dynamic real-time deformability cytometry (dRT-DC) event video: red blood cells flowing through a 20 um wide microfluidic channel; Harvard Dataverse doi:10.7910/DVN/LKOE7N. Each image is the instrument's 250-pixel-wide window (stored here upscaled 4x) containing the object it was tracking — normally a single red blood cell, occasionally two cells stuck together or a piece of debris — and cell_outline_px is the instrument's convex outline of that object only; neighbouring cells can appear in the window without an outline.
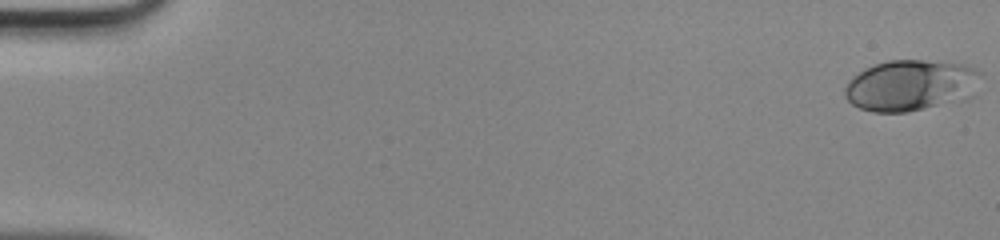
{"species": "human", "species_latin": "Homo sapiens", "temperature_condition": "room temperature", "stored_images_in_passage": 48, "camera_frame_rate_fps": 3000, "um_per_image_px": 0.085, "donor": {"sex": "male"}, "frame": {"image": 1, "passage_image": 1, "time_ms": 0.0, "image_size_px": [1000, 240], "cell_outline_px": [[984, 72], [972, 96], [964, 100], [908, 112], [872, 112], [860, 108], [852, 104], [844, 96], [844, 88], [848, 80], [852, 76], [864, 68], [888, 60], [924, 60], [964, 64]], "centroid_in_image_um": [77.43, 7.25], "position_along_channel_um": 7.6, "area_um2": 41.04}}
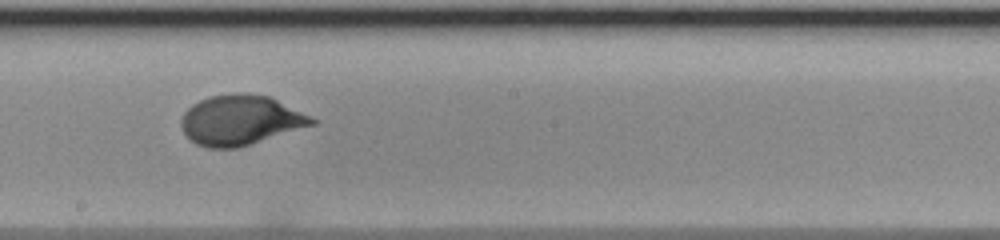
{"frame": {"image": 2, "passage_image": 28, "time_ms": 9.0, "image_size_px": [1000, 240], "cell_outline_px": [[316, 124], [236, 148], [208, 148], [196, 144], [184, 132], [180, 124], [180, 120], [184, 112], [192, 104], [208, 96], [236, 92], [244, 92], [272, 96], [312, 116], [316, 120]], "centroid_in_image_um": [20.45, 10.18], "position_along_channel_um": 227.7, "area_um2": 38.32}}
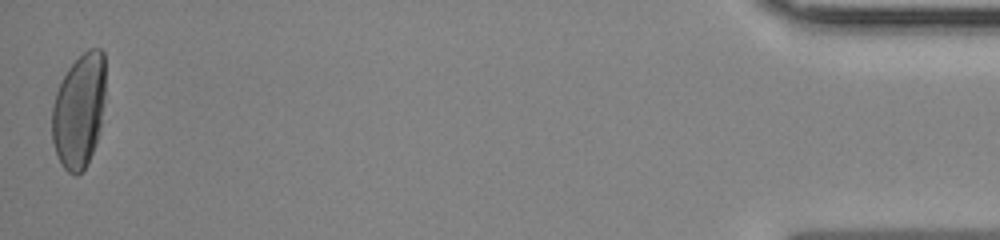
{"frame": {"image": 3, "passage_image": 48, "time_ms": 15.667, "image_size_px": [1000, 240], "cell_outline_px": [[104, 100], [100, 124], [96, 140], [88, 164], [76, 176], [68, 172], [60, 164], [52, 140], [52, 104], [56, 92], [68, 68], [88, 48], [100, 48], [104, 52]], "centroid_in_image_um": [6.7, 9.41], "position_along_channel_um": 428.5, "area_um2": 35.37}}